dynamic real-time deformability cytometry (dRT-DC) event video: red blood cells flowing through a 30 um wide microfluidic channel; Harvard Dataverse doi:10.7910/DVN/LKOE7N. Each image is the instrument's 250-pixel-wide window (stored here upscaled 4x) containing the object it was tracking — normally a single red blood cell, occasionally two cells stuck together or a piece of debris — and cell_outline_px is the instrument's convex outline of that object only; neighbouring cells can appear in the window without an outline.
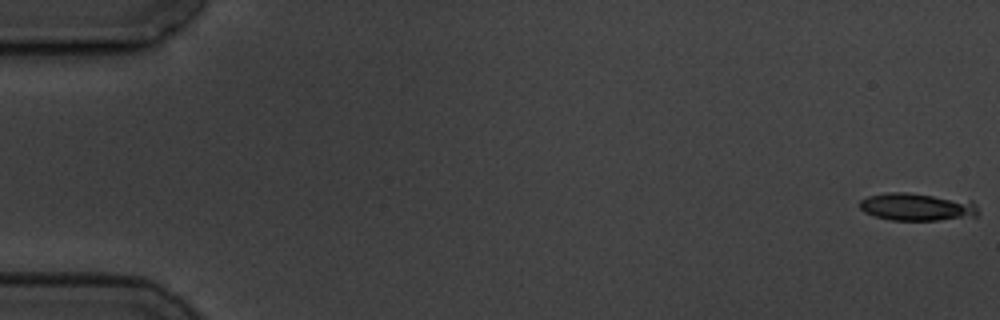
{"species": "common noctule bat (a hibernating species)", "species_latin": "Nyctalus noctula", "temperature_condition": "cold", "stored_images_in_passage": 8, "camera_frame_rate_fps": 3000, "um_per_image_px": 0.085, "animal": {"sex": "male", "body_mass_g": 19.5, "forearm_length_mm": 54.6}, "frame": {"image": 1, "passage_image": 1, "time_ms": 0.0, "image_size_px": [1000, 320], "cell_outline_px": [[980, 212], [976, 216], [940, 220], [892, 220], [876, 216], [864, 212], [860, 208], [860, 200], [868, 196], [888, 192], [908, 192], [972, 200], [976, 204]], "centroid_in_image_um": [77.99, 17.57], "position_along_channel_um": 7.0, "area_um2": 19.31}}